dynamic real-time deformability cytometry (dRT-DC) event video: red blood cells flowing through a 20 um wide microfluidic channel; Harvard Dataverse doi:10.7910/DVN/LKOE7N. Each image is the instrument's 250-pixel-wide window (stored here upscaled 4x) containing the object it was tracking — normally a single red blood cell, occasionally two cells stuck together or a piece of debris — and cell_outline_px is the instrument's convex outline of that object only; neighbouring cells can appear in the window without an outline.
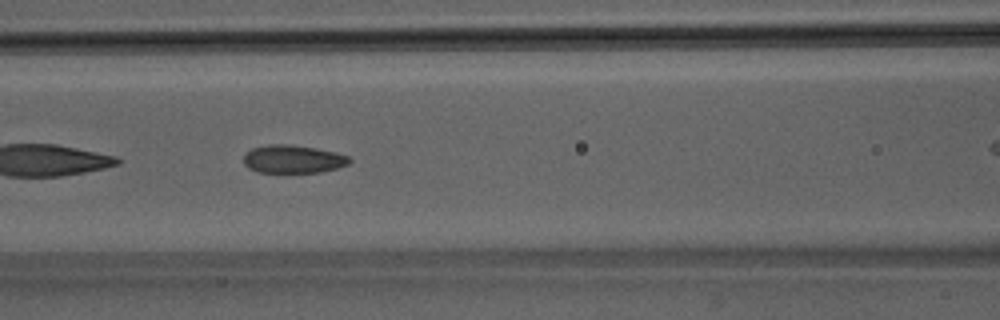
{"species": "Egyptian fruit bat (a non-hibernating species)", "species_latin": "Rousettus aegyptiacus", "temperature_condition": "room temperature", "stored_images_in_passage": 35, "camera_frame_rate_fps": 3000, "um_per_image_px": 0.085, "animal": {"sex": "male"}, "frame": {"image": 1, "passage_image": 6, "time_ms": 1.667, "image_size_px": [1000, 320], "cell_outline_px": [[352, 160], [348, 164], [336, 168], [320, 172], [256, 172], [248, 168], [244, 164], [244, 156], [252, 148], [268, 144], [292, 144], [316, 148], [336, 152], [348, 156]], "centroid_in_image_um": [24.9, 13.51], "position_along_channel_um": 141.7, "area_um2": 17.34}, "authors_computed_cell_mechanics": {"area_um2": 17.2244, "velocity_mm_per_s": 4.0781, "shape_relaxation_time_tau1_ms": 4.1029, "shape_relaxation_time_tau2_ms": 1.0777, "deformation_change_tau1": 0.1283, "deformation_change_tau2": 0.0712}}